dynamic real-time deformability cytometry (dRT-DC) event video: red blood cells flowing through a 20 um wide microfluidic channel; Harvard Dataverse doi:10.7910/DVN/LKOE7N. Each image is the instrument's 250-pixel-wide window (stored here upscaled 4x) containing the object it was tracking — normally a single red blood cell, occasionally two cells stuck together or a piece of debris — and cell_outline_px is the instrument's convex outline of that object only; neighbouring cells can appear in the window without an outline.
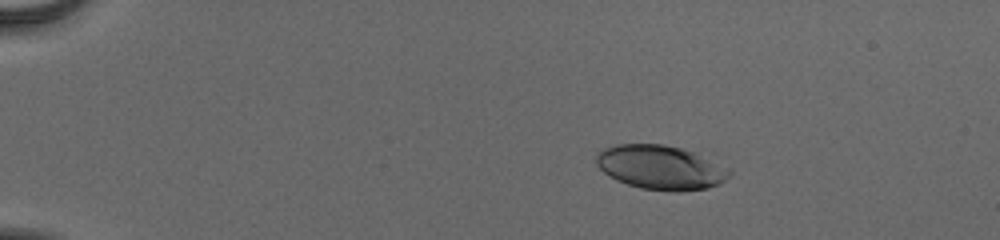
{"species": "human", "species_latin": "Homo sapiens", "temperature_condition": "cold", "stored_images_in_passage": 45, "camera_frame_rate_fps": 3000, "um_per_image_px": 0.085, "donor": {"sex": "male"}, "frame": {"image": 1, "passage_image": 1, "time_ms": 0.0, "image_size_px": [1000, 240], "cell_outline_px": [[732, 172], [720, 184], [708, 188], [680, 192], [672, 192], [640, 188], [616, 180], [604, 172], [596, 164], [596, 152], [600, 148], [616, 144], [664, 144], [680, 148], [692, 152], [728, 168]], "centroid_in_image_um": [56.1, 14.23], "position_along_channel_um": 28.9, "area_um2": 34.33}}
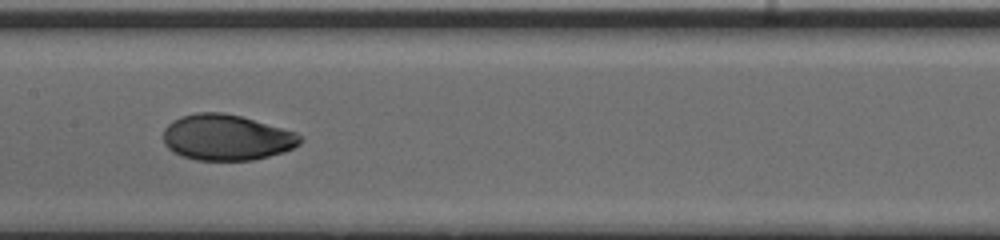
{"frame": {"image": 2, "passage_image": 21, "time_ms": 6.667, "image_size_px": [1000, 240], "cell_outline_px": [[304, 140], [300, 144], [284, 152], [252, 160], [196, 160], [180, 156], [172, 152], [164, 144], [164, 128], [172, 120], [180, 116], [196, 112], [224, 112], [240, 116], [296, 132]], "centroid_in_image_um": [19.23, 11.68], "position_along_channel_um": 188.2, "area_um2": 36.7}}
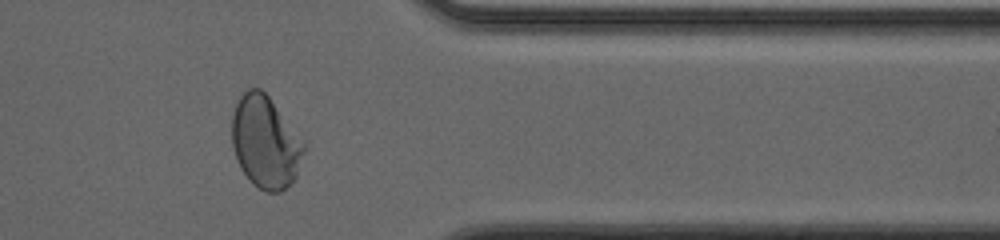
{"frame": {"image": 3, "passage_image": 37, "time_ms": 12.0, "image_size_px": [1000, 240], "cell_outline_px": [[308, 144], [296, 176], [292, 184], [280, 192], [264, 192], [252, 184], [248, 180], [240, 168], [236, 160], [232, 144], [232, 116], [236, 104], [240, 96], [248, 88], [260, 88], [268, 96]], "centroid_in_image_um": [22.58, 12.11], "position_along_channel_um": 388.8, "area_um2": 39.3}, "authors_computed_cell_mechanics": {"area_um2": 36.2406, "velocity_mm_per_s": 3.9081, "shape_relaxation_time_tau1_ms": 4.999, "shape_relaxation_time_tau2_ms": 0.9194, "deformation_change_tau1": 0.2101, "deformation_change_tau2": 0.0378}}